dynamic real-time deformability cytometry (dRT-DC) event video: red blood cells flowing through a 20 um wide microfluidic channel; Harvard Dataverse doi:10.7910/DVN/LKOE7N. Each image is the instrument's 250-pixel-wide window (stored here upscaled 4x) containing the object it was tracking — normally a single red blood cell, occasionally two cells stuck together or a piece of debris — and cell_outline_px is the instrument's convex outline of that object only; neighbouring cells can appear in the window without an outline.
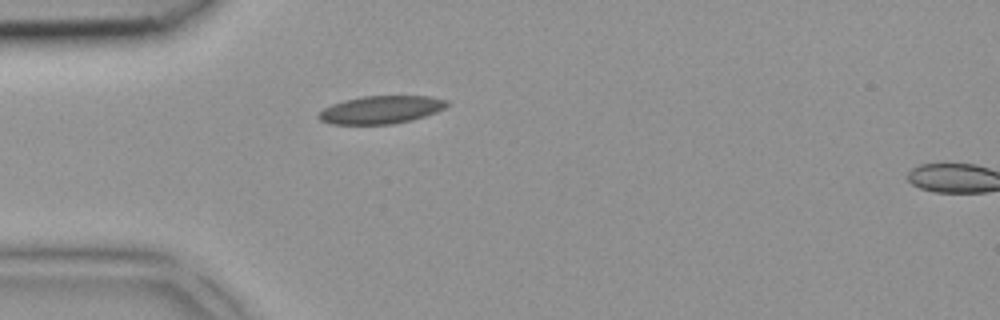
{"species": "common noctule bat (a hibernating species)", "species_latin": "Nyctalus noctula", "temperature_condition": "room temperature", "stored_images_in_passage": 5, "segment_of_instrument_passage": [1, 2], "camera_frame_rate_fps": 3000, "um_per_image_px": 0.085, "animal": {"sex": "female", "body_mass_g": 18.4}, "frame": {"image": 1, "passage_image": 4, "time_ms": 1.0, "image_size_px": [1000, 320], "cell_outline_px": [[448, 104], [444, 108], [436, 112], [412, 120], [392, 124], [332, 124], [320, 120], [316, 116], [324, 108], [332, 104], [344, 100], [364, 96], [428, 96], [448, 100]], "centroid_in_image_um": [32.38, 9.33], "position_along_channel_um": 52.6, "area_um2": 20.75}}